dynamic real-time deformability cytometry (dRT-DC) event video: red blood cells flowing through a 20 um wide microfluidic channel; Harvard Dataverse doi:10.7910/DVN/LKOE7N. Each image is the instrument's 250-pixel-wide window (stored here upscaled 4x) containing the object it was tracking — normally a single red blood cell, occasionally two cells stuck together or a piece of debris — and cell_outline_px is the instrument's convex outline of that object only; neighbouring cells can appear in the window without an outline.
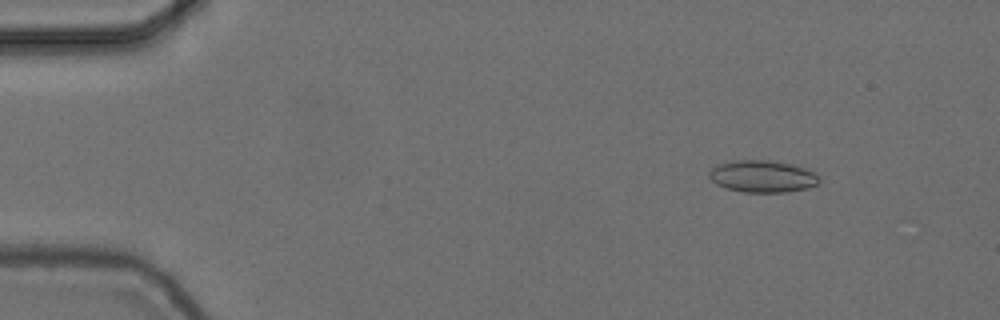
{"species": "common noctule bat (a hibernating species)", "species_latin": "Nyctalus noctula", "temperature_condition": "cold", "stored_images_in_passage": 55, "camera_frame_rate_fps": 3000, "um_per_image_px": 0.085, "animal": {"sex": "female", "body_mass_g": 24.6, "forearm_length_mm": 56.2}, "frame": {"image": 1, "passage_image": 7, "time_ms": 2.0, "image_size_px": [1000, 320], "cell_outline_px": [[820, 180], [816, 184], [808, 188], [788, 192], [744, 192], [724, 188], [716, 184], [708, 176], [708, 172], [712, 168], [720, 164], [736, 160], [772, 160], [812, 168], [820, 176]], "centroid_in_image_um": [64.87, 14.98], "position_along_channel_um": 20.1, "area_um2": 20.92}}
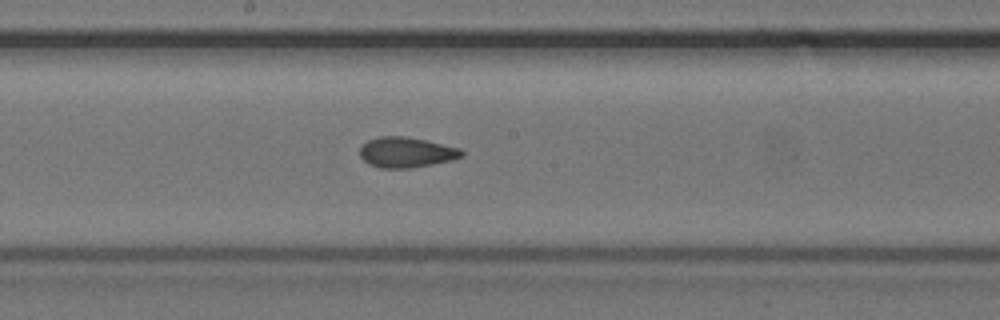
{"frame": {"image": 2, "passage_image": 30, "time_ms": 9.667, "image_size_px": [1000, 320], "cell_outline_px": [[464, 156], [452, 160], [412, 168], [380, 168], [368, 164], [360, 156], [360, 148], [368, 140], [380, 136], [404, 136], [424, 140], [460, 148], [464, 152]], "centroid_in_image_um": [34.53, 12.95], "position_along_channel_um": 213.7, "area_um2": 17.98}}
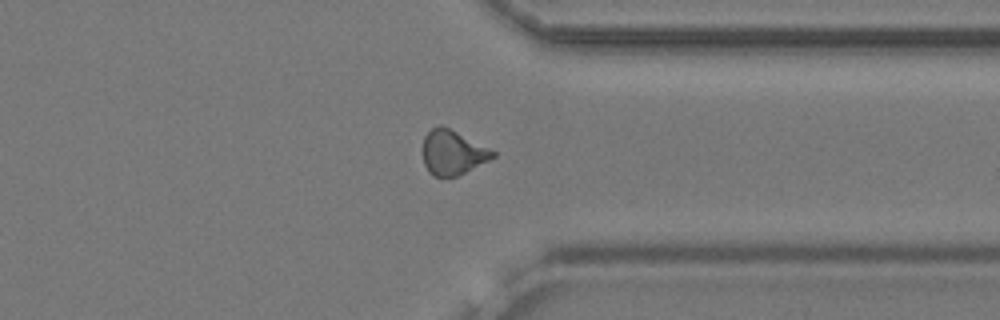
{"frame": {"image": 3, "passage_image": 43, "time_ms": 14.0, "image_size_px": [1000, 320], "cell_outline_px": [[496, 156], [456, 176], [436, 176], [428, 172], [424, 164], [424, 136], [432, 128], [440, 124], [496, 152]], "centroid_in_image_um": [38.45, 12.96], "position_along_channel_um": 372.9, "area_um2": 17.57}, "authors_computed_cell_mechanics": {"area_um2": 18.4382, "velocity_mm_per_s": 3.7293, "shape_relaxation_time_tau1_ms": 9.9185, "shape_relaxation_time_tau2_ms": 2.5296, "deformation_change_tau1": 0.1634, "deformation_change_tau2": 0.0876}}